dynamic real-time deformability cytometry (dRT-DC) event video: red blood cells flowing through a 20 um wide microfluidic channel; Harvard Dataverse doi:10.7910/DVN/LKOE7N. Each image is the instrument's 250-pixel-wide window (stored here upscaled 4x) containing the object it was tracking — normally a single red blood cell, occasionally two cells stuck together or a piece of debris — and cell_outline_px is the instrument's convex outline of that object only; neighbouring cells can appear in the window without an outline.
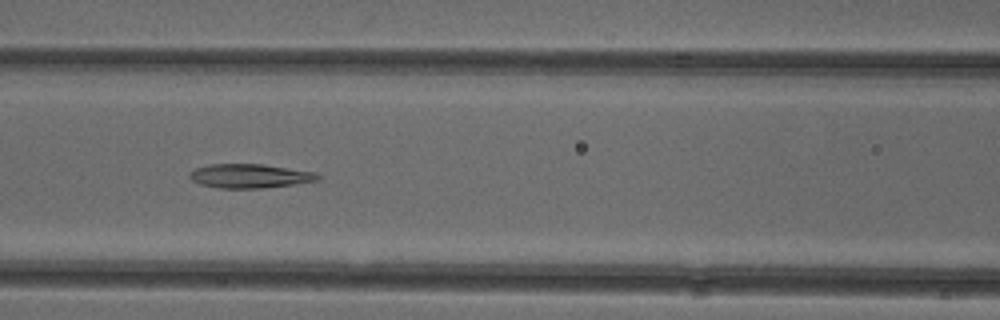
{"species": "common noctule bat (a hibernating species)", "species_latin": "Nyctalus noctula", "temperature_condition": "cold", "stored_images_in_passage": 23, "camera_frame_rate_fps": 3000, "um_per_image_px": 0.085, "animal": {"sex": "female"}, "frame": {"image": 1, "passage_image": 7, "time_ms": 2.0, "image_size_px": [1000, 320], "cell_outline_px": [[296, 180], [284, 184], [212, 184], [208, 168], [228, 164], [248, 164], [276, 168], [296, 172]], "centroid_in_image_um": [21.24, 14.86], "position_along_channel_um": 145.4, "area_um2": 10.75}}
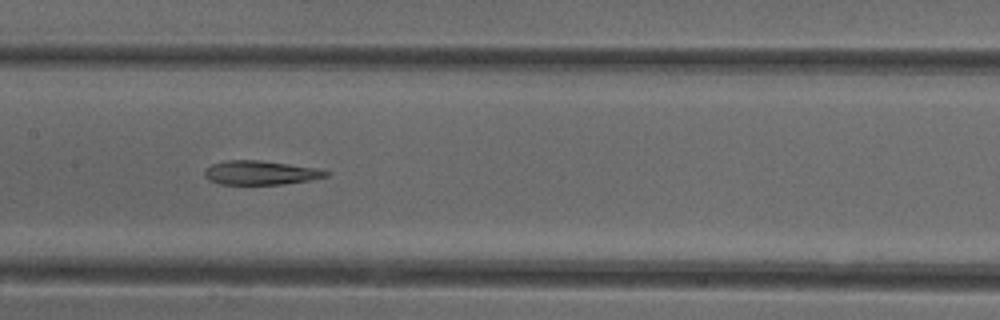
{"frame": {"image": 2, "passage_image": 10, "time_ms": 3.0, "image_size_px": [1000, 320], "cell_outline_px": [[320, 172], [312, 176], [300, 180], [268, 184], [236, 184], [216, 180], [232, 164], [276, 164], [300, 168]], "centroid_in_image_um": [22.42, 14.79], "position_along_channel_um": 185.0, "area_um2": 11.04}}
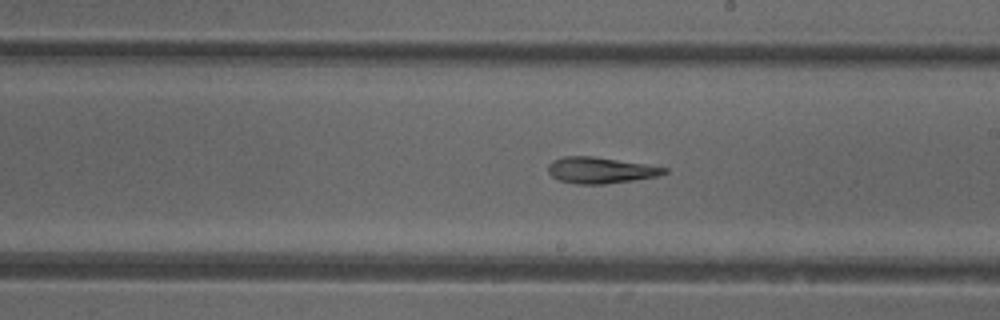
{"frame": {"image": 3, "passage_image": 14, "time_ms": 4.333, "image_size_px": [1000, 320], "cell_outline_px": [[664, 172], [644, 176], [620, 180], [568, 180], [568, 160], [608, 160], [660, 168]], "centroid_in_image_um": [51.62, 14.48], "position_along_channel_um": 237.4, "area_um2": 10.87}}